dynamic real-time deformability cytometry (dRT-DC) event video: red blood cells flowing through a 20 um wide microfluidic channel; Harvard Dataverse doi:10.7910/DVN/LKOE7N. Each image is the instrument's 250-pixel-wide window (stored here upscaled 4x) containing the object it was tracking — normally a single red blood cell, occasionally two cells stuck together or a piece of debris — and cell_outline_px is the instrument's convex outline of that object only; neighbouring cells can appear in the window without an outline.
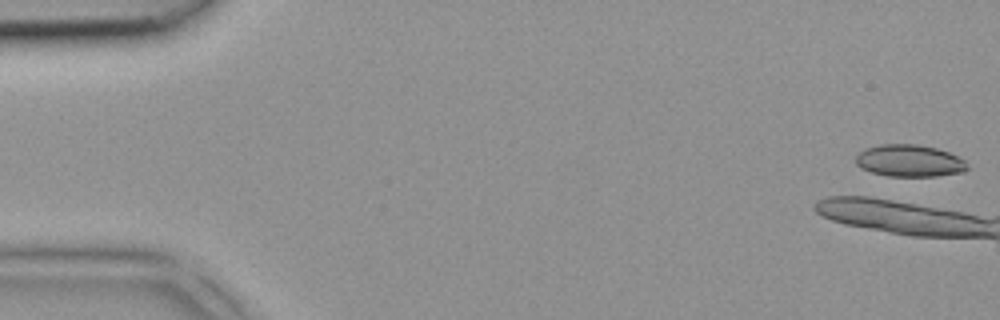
{"species": "common noctule bat (a hibernating species)", "species_latin": "Nyctalus noctula", "temperature_condition": "room temperature", "stored_images_in_passage": 4, "camera_frame_rate_fps": 3000, "um_per_image_px": 0.085, "animal": {"sex": "female", "body_mass_g": 18.4}, "frame": {"image": 1, "passage_image": 1, "time_ms": 0.0, "image_size_px": [1000, 320], "cell_outline_px": [[968, 168], [964, 172], [936, 176], [888, 176], [872, 172], [860, 168], [856, 164], [856, 156], [864, 148], [880, 144], [916, 144], [936, 148], [948, 152], [964, 160]], "centroid_in_image_um": [77.28, 13.66], "position_along_channel_um": 7.7, "area_um2": 20.81}}